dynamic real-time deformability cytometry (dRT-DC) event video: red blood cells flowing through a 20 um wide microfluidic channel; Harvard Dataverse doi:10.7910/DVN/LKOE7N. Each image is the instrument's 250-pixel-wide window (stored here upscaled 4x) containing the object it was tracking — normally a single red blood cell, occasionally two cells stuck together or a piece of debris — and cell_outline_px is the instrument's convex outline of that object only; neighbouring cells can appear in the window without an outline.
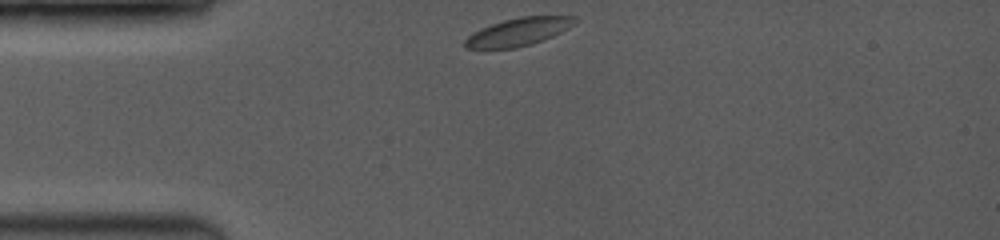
{"species": "common noctule bat (a hibernating species)", "species_latin": "Nyctalus noctula", "temperature_condition": "room temperature", "stored_images_in_passage": 4, "camera_frame_rate_fps": 3500, "um_per_image_px": 0.085, "animal": {"sex": "female", "body_mass_g": 19.0, "forearm_length_mm": 53.3}, "frame": {"image": 1, "passage_image": 1, "time_ms": 0.0, "image_size_px": [1000, 240], "cell_outline_px": [[580, 20], [560, 32], [552, 36], [516, 48], [464, 48], [464, 40], [468, 36], [480, 28], [504, 20], [520, 16], [576, 16]], "centroid_in_image_um": [44.06, 2.69], "position_along_channel_um": 40.9, "area_um2": 17.57}}
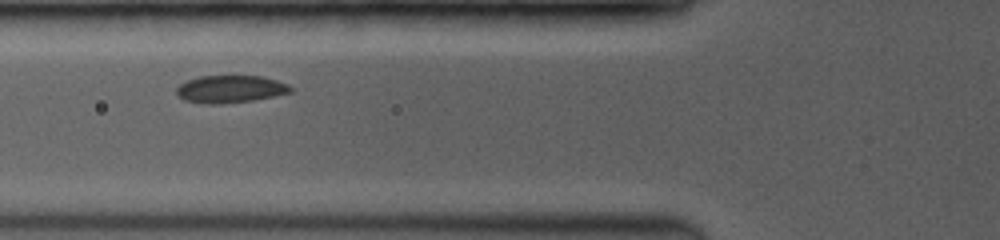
{"frame": {"image": 2, "passage_image": 3, "time_ms": 2.286, "image_size_px": [1000, 240], "cell_outline_px": [[292, 92], [252, 100], [224, 104], [200, 104], [184, 100], [176, 92], [176, 88], [180, 84], [188, 80], [200, 76], [264, 76], [288, 84], [292, 88]], "centroid_in_image_um": [19.56, 7.58], "position_along_channel_um": 106.2, "area_um2": 18.26}}
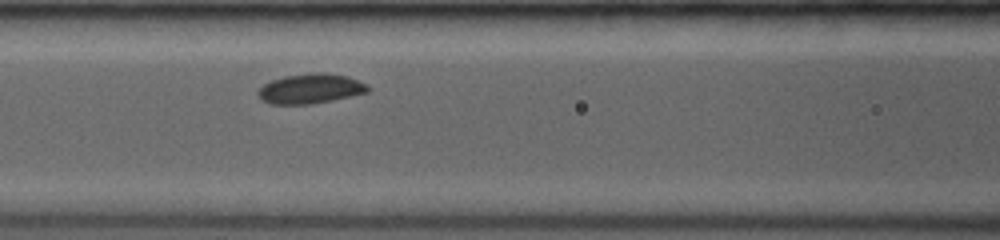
{"frame": {"image": 3, "passage_image": 4, "time_ms": 3.143, "image_size_px": [1000, 240], "cell_outline_px": [[368, 92], [332, 100], [312, 104], [272, 104], [260, 100], [256, 92], [264, 84], [272, 80], [284, 76], [308, 72], [324, 72], [348, 76], [368, 84]], "centroid_in_image_um": [26.37, 7.52], "position_along_channel_um": 140.2, "area_um2": 19.25}}